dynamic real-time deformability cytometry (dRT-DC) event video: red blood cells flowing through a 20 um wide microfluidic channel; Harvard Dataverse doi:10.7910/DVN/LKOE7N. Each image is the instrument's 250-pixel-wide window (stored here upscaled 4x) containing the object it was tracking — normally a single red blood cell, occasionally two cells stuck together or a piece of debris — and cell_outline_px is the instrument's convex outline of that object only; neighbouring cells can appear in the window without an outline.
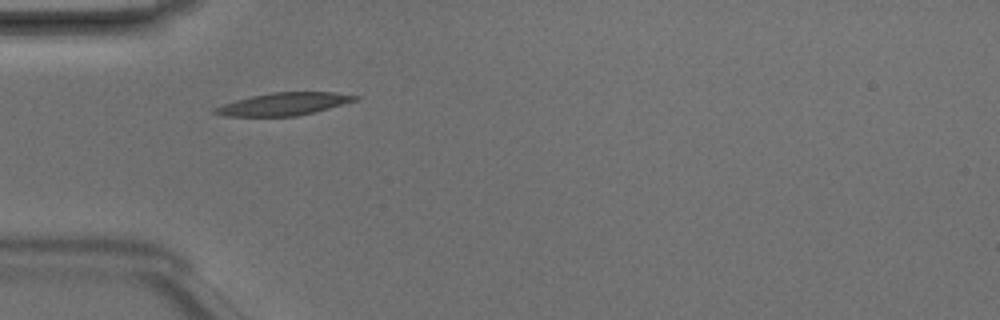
{"species": "Egyptian fruit bat (a non-hibernating species)", "species_latin": "Rousettus aegyptiacus", "temperature_condition": "room temperature", "stored_images_in_passage": 9, "camera_frame_rate_fps": 3000, "um_per_image_px": 0.085, "animal": {"sex": "male"}, "frame": {"image": 1, "passage_image": 1, "time_ms": 0.0, "image_size_px": [1000, 320], "cell_outline_px": [[360, 100], [296, 116], [224, 116], [212, 112], [212, 108], [236, 100], [252, 96], [272, 92], [332, 92], [360, 96]], "centroid_in_image_um": [24.13, 8.84], "position_along_channel_um": 60.9, "area_um2": 18.32}}
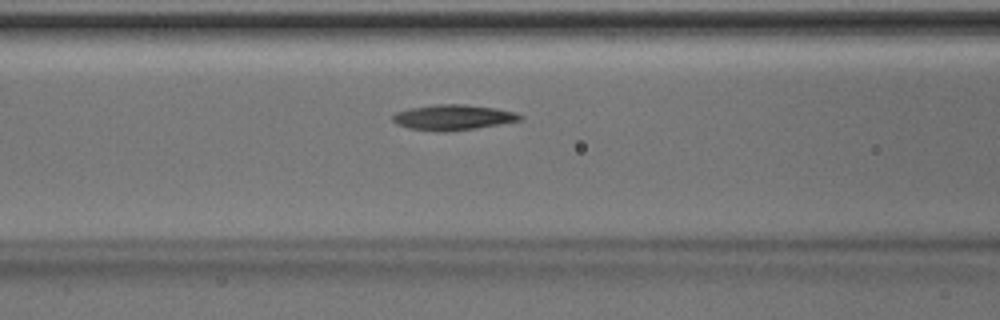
{"frame": {"image": 2, "passage_image": 6, "time_ms": 1.667, "image_size_px": [1000, 320], "cell_outline_px": [[524, 116], [520, 120], [500, 124], [476, 128], [444, 132], [408, 128], [396, 124], [392, 120], [392, 116], [396, 112], [408, 108], [436, 104], [464, 104], [496, 108], [516, 112]], "centroid_in_image_um": [38.49, 9.97], "position_along_channel_um": 128.1, "area_um2": 18.9}}
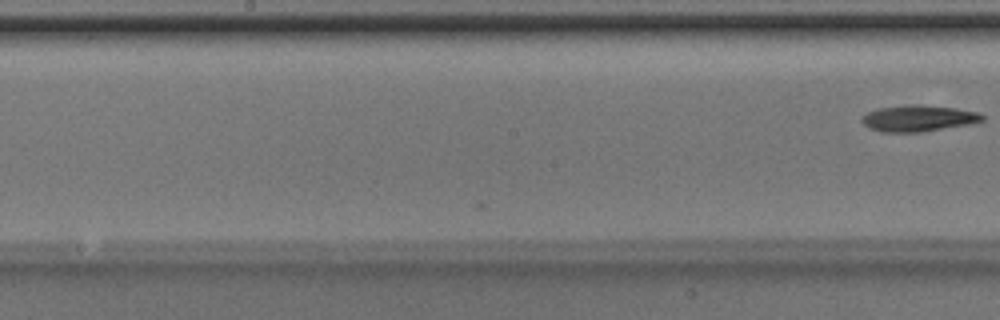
{"frame": {"image": 3, "passage_image": 9, "time_ms": 2.667, "image_size_px": [1000, 320], "cell_outline_px": [[984, 120], [968, 124], [920, 132], [884, 132], [872, 128], [864, 124], [860, 120], [868, 112], [880, 108], [920, 104], [952, 108], [980, 112], [984, 116]], "centroid_in_image_um": [78.09, 10.06], "position_along_channel_um": 170.1, "area_um2": 17.98}}